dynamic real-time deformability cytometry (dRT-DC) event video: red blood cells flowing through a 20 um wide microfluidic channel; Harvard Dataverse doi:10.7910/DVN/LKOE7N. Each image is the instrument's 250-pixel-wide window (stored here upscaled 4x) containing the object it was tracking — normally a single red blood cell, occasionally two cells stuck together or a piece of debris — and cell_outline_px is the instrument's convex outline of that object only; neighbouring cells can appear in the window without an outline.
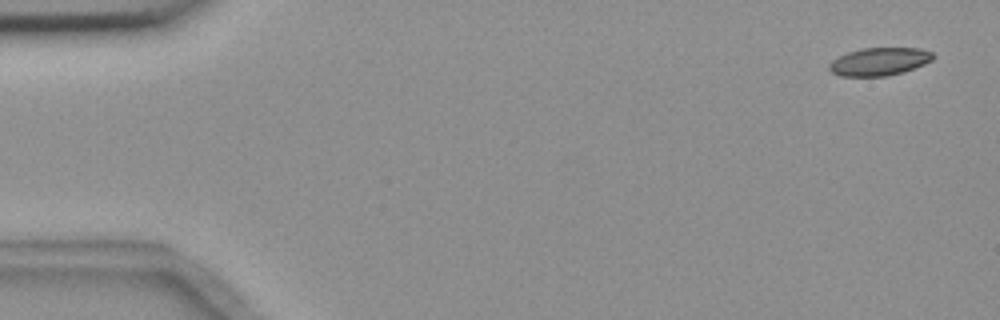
{"species": "common noctule bat (a hibernating species)", "species_latin": "Nyctalus noctula", "temperature_condition": "room temperature", "stored_images_in_passage": 5, "camera_frame_rate_fps": 3000, "um_per_image_px": 0.085, "animal": {"sex": "female", "body_mass_g": 18.4}, "frame": {"image": 1, "passage_image": 1, "time_ms": 0.0, "image_size_px": [1000, 320], "cell_outline_px": [[936, 56], [932, 60], [924, 64], [904, 72], [884, 76], [840, 76], [832, 72], [828, 68], [828, 64], [832, 60], [848, 52], [864, 48], [920, 48], [932, 52]], "centroid_in_image_um": [74.76, 5.23], "position_along_channel_um": 10.2, "area_um2": 16.88}}